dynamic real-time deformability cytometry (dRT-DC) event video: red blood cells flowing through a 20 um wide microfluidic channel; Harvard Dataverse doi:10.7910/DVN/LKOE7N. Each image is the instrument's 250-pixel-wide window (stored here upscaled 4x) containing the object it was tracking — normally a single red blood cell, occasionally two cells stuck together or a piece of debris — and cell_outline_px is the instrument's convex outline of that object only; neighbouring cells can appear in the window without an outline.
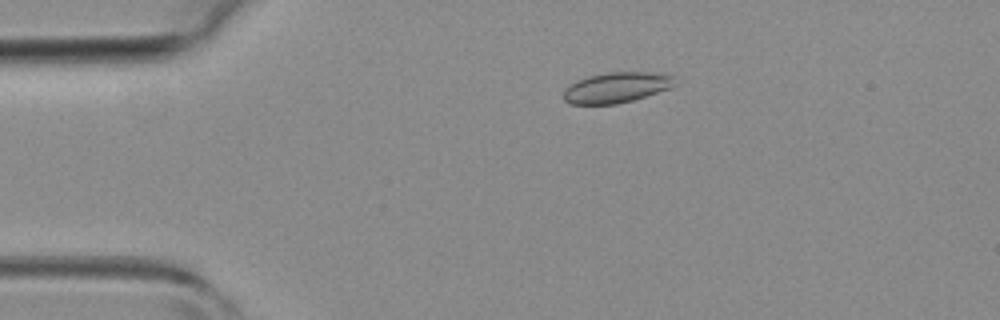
{"species": "common noctule bat (a hibernating species)", "species_latin": "Nyctalus noctula", "temperature_condition": "room temperature", "stored_images_in_passage": 4, "camera_frame_rate_fps": 3000, "um_per_image_px": 0.085, "animal": {"sex": "female", "body_mass_g": 19.3, "forearm_length_mm": 54.1}, "frame": {"image": 1, "passage_image": 3, "time_ms": 2.333, "image_size_px": [1000, 320], "cell_outline_px": [[676, 84], [672, 88], [632, 100], [616, 104], [568, 104], [564, 100], [564, 88], [568, 84], [576, 80], [588, 76], [608, 72], [648, 72], [672, 76]], "centroid_in_image_um": [52.35, 7.44], "position_along_channel_um": 32.6, "area_um2": 19.83}}